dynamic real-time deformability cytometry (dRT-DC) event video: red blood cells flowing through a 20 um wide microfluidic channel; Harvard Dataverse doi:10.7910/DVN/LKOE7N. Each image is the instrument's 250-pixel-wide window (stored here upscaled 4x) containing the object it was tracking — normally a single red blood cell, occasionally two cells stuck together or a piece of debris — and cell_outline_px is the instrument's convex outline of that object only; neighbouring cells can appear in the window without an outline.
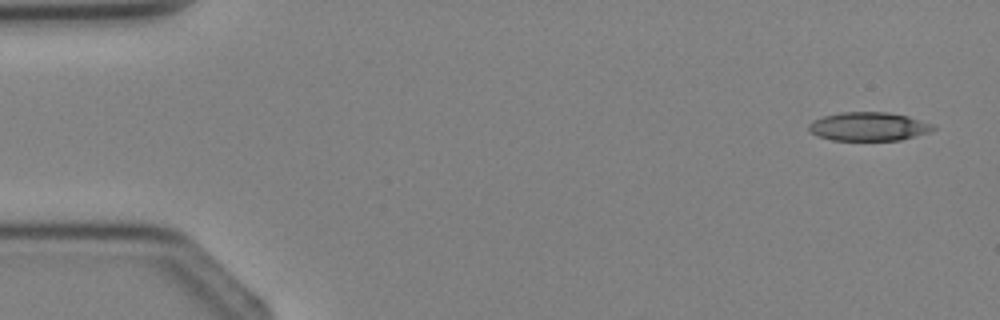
{"species": "Egyptian fruit bat (a non-hibernating species)", "species_latin": "Rousettus aegyptiacus", "temperature_condition": "cold", "stored_images_in_passage": 4, "segment_of_instrument_passage": [1, 2], "camera_frame_rate_fps": 3000, "um_per_image_px": 0.085, "animal": {"sex": "female"}, "frame": {"image": 1, "passage_image": 1, "time_ms": 0.0, "image_size_px": [1000, 320], "cell_outline_px": [[936, 128], [928, 132], [900, 140], [832, 140], [816, 136], [808, 132], [808, 124], [812, 120], [824, 116], [840, 112], [888, 112], [908, 116], [932, 124]], "centroid_in_image_um": [73.77, 10.75], "position_along_channel_um": 11.2, "area_um2": 20.81}}